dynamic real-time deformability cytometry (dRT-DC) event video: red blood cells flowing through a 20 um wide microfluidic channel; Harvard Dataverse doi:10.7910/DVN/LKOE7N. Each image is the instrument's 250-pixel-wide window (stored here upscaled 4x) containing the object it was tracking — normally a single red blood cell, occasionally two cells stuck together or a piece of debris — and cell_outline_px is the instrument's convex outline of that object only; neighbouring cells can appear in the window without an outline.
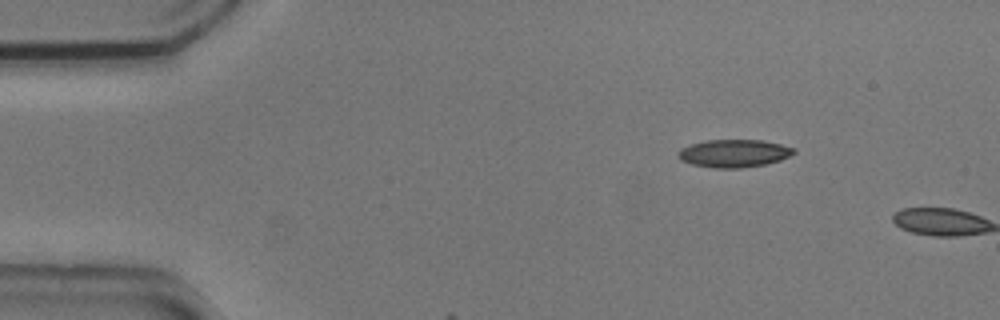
{"species": "common noctule bat (a hibernating species)", "species_latin": "Nyctalus noctula", "temperature_condition": "cold", "stored_images_in_passage": 4, "camera_frame_rate_fps": 3000, "um_per_image_px": 0.085, "animal": {"sex": "male", "body_mass_g": 20.5, "forearm_length_mm": 52.5}, "frame": {"image": 1, "passage_image": 1, "time_ms": 0.0, "image_size_px": [1000, 320], "cell_outline_px": [[796, 152], [780, 160], [764, 164], [740, 168], [712, 168], [692, 164], [680, 160], [676, 156], [676, 152], [680, 148], [692, 144], [708, 140], [760, 140], [780, 144], [796, 148]], "centroid_in_image_um": [62.35, 13.03], "position_along_channel_um": 22.7, "area_um2": 18.73}}